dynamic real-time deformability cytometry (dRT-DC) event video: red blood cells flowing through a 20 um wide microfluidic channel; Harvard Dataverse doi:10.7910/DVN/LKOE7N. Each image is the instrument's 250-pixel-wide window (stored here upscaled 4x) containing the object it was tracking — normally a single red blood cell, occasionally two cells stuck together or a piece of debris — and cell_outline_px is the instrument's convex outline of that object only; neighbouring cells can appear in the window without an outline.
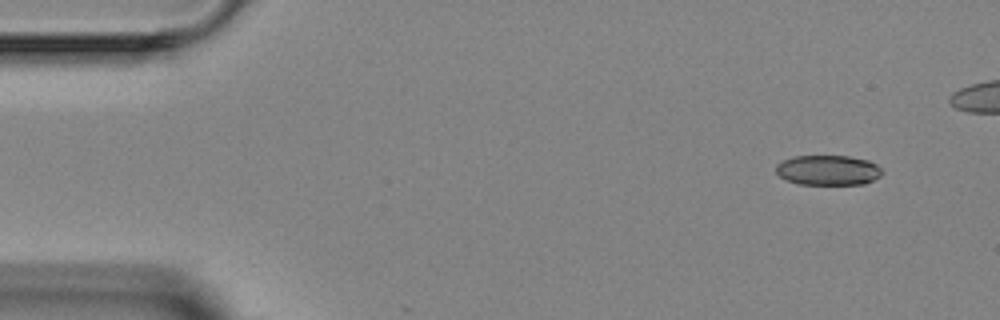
{"species": "Egyptian fruit bat (a non-hibernating species)", "species_latin": "Rousettus aegyptiacus", "temperature_condition": "room temperature", "stored_images_in_passage": 4, "camera_frame_rate_fps": 3000, "um_per_image_px": 0.085, "animal": {"sex": "female"}, "frame": {"image": 1, "passage_image": 1, "time_ms": 0.0, "image_size_px": [1000, 320], "cell_outline_px": [[884, 172], [880, 176], [864, 184], [800, 184], [788, 180], [780, 176], [776, 172], [776, 164], [792, 156], [848, 156], [868, 160], [876, 164]], "centroid_in_image_um": [70.39, 14.46], "position_along_channel_um": 14.6, "area_um2": 18.5}}